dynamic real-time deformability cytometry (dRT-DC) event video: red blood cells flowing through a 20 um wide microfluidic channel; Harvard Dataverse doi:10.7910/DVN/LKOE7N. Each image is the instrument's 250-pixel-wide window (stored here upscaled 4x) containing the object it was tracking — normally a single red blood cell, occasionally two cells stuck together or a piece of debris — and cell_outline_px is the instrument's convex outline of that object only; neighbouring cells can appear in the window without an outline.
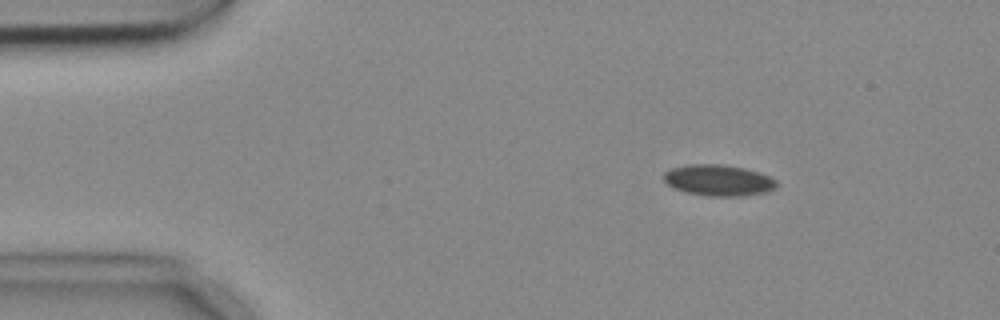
{"species": "common noctule bat (a hibernating species)", "species_latin": "Nyctalus noctula", "temperature_condition": "cold", "stored_images_in_passage": 4, "camera_frame_rate_fps": 3000, "um_per_image_px": 0.085, "animal": {"sex": "female", "body_mass_g": 18.4}, "frame": {"image": 1, "passage_image": 2, "time_ms": 0.333, "image_size_px": [1000, 320], "cell_outline_px": [[776, 188], [764, 192], [740, 196], [712, 196], [688, 192], [676, 188], [668, 184], [664, 180], [664, 172], [672, 168], [688, 164], [720, 164], [744, 168], [760, 172], [776, 180]], "centroid_in_image_um": [61.08, 15.31], "position_along_channel_um": 23.9, "area_um2": 20.17}}
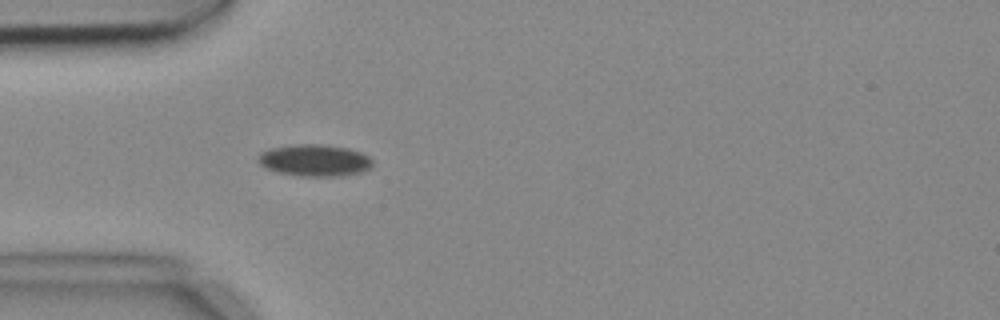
{"frame": {"image": 2, "passage_image": 4, "time_ms": 1.0, "image_size_px": [1000, 320], "cell_outline_px": [[372, 164], [368, 168], [360, 172], [340, 176], [300, 176], [276, 172], [260, 164], [256, 160], [256, 156], [260, 152], [272, 148], [304, 144], [316, 144], [348, 148], [360, 152], [368, 156], [372, 160]], "centroid_in_image_um": [26.71, 13.64], "position_along_channel_um": 58.3, "area_um2": 20.98}}